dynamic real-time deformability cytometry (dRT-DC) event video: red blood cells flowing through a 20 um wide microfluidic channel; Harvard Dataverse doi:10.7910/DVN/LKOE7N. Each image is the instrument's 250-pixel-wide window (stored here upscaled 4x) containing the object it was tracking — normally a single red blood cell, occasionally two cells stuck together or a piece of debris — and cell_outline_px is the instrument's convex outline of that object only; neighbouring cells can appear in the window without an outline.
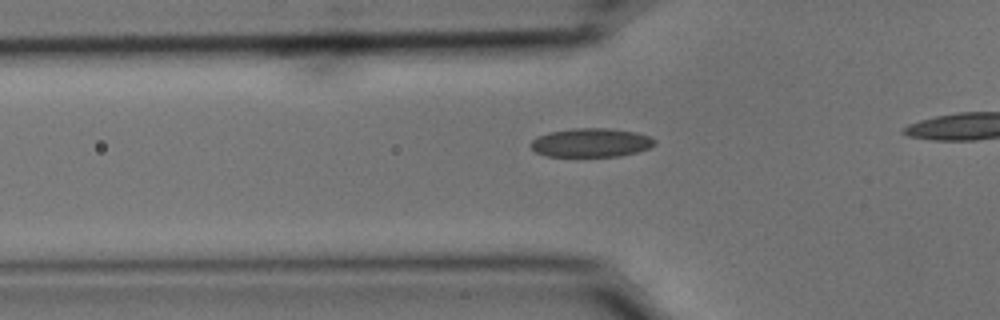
{"species": "common noctule bat (a hibernating species)", "species_latin": "Nyctalus noctula", "temperature_condition": "cold", "stored_images_in_passage": 38, "camera_frame_rate_fps": 3000, "um_per_image_px": 0.085, "animal": {"sex": "male", "body_mass_g": 15.6}, "frame": {"image": 1, "passage_image": 12, "time_ms": 3.667, "image_size_px": [1000, 320], "cell_outline_px": [[656, 144], [648, 148], [636, 152], [616, 156], [548, 156], [536, 152], [528, 144], [536, 136], [548, 132], [572, 128], [608, 128], [636, 132], [648, 136], [656, 140]], "centroid_in_image_um": [50.2, 12.11], "position_along_channel_um": 75.6, "area_um2": 20.81}}
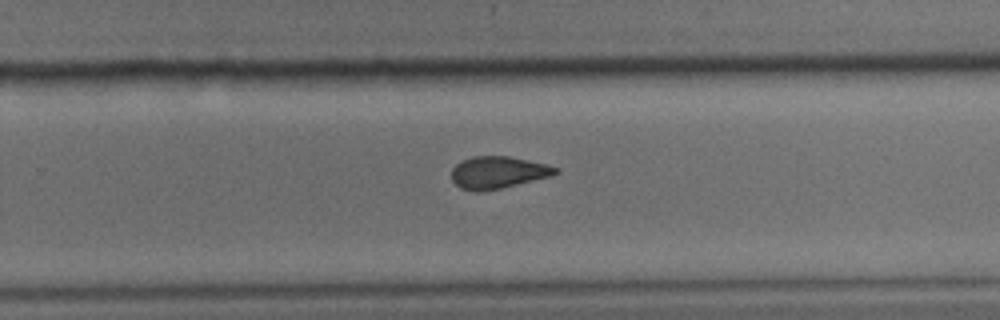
{"frame": {"image": 2, "passage_image": 29, "time_ms": 9.333, "image_size_px": [1000, 320], "cell_outline_px": [[560, 172], [552, 176], [500, 188], [480, 192], [472, 192], [460, 188], [452, 180], [452, 168], [460, 160], [472, 156], [508, 156], [544, 164], [560, 168]], "centroid_in_image_um": [42.3, 14.66], "position_along_channel_um": 287.5, "area_um2": 19.54}}
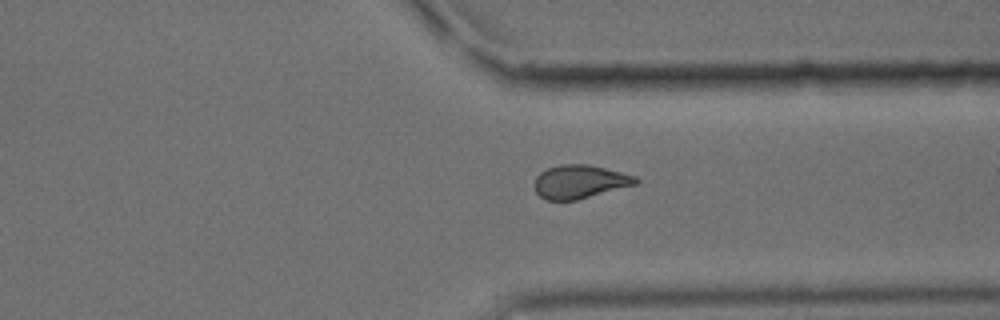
{"frame": {"image": 3, "passage_image": 35, "time_ms": 11.333, "image_size_px": [1000, 320], "cell_outline_px": [[640, 180], [636, 184], [576, 200], [548, 200], [540, 196], [536, 192], [532, 184], [536, 176], [540, 172], [548, 168], [560, 164], [588, 164], [636, 176]], "centroid_in_image_um": [49.24, 15.44], "position_along_channel_um": 362.2, "area_um2": 19.71}}